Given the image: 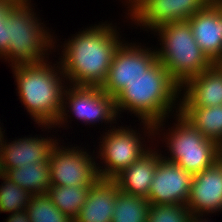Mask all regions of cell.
<instances>
[{"instance_id":"4","label":"cell","mask_w":222,"mask_h":222,"mask_svg":"<svg viewBox=\"0 0 222 222\" xmlns=\"http://www.w3.org/2000/svg\"><path fill=\"white\" fill-rule=\"evenodd\" d=\"M154 32L162 47H155L158 61L180 87L213 65L195 41L188 21L168 23Z\"/></svg>"},{"instance_id":"2","label":"cell","mask_w":222,"mask_h":222,"mask_svg":"<svg viewBox=\"0 0 222 222\" xmlns=\"http://www.w3.org/2000/svg\"><path fill=\"white\" fill-rule=\"evenodd\" d=\"M180 92L181 87L172 79L163 64L157 61L141 77L127 84L114 98L117 115L120 116L122 110H128L143 123V133H148L147 137H155L164 130L166 117L169 113L173 114L174 107L175 112L179 113L180 104L177 105L176 100H180Z\"/></svg>"},{"instance_id":"22","label":"cell","mask_w":222,"mask_h":222,"mask_svg":"<svg viewBox=\"0 0 222 222\" xmlns=\"http://www.w3.org/2000/svg\"><path fill=\"white\" fill-rule=\"evenodd\" d=\"M151 203L145 197L120 191L111 222H147Z\"/></svg>"},{"instance_id":"26","label":"cell","mask_w":222,"mask_h":222,"mask_svg":"<svg viewBox=\"0 0 222 222\" xmlns=\"http://www.w3.org/2000/svg\"><path fill=\"white\" fill-rule=\"evenodd\" d=\"M8 26L6 23L0 25V59L8 53Z\"/></svg>"},{"instance_id":"3","label":"cell","mask_w":222,"mask_h":222,"mask_svg":"<svg viewBox=\"0 0 222 222\" xmlns=\"http://www.w3.org/2000/svg\"><path fill=\"white\" fill-rule=\"evenodd\" d=\"M51 63L46 59L38 63L11 66L21 104L35 124L48 130L50 127L55 128L62 113L63 96L67 87L59 62L55 64L58 68Z\"/></svg>"},{"instance_id":"11","label":"cell","mask_w":222,"mask_h":222,"mask_svg":"<svg viewBox=\"0 0 222 222\" xmlns=\"http://www.w3.org/2000/svg\"><path fill=\"white\" fill-rule=\"evenodd\" d=\"M143 47L123 42L117 48L108 76L101 86L105 93L115 98L127 84L141 77L158 61L155 49Z\"/></svg>"},{"instance_id":"7","label":"cell","mask_w":222,"mask_h":222,"mask_svg":"<svg viewBox=\"0 0 222 222\" xmlns=\"http://www.w3.org/2000/svg\"><path fill=\"white\" fill-rule=\"evenodd\" d=\"M68 112L85 125L110 122L111 127V124H117L114 122L118 118L114 97L109 96L99 86L68 85L64 91L62 113L55 127L60 128L68 123V116L71 117Z\"/></svg>"},{"instance_id":"28","label":"cell","mask_w":222,"mask_h":222,"mask_svg":"<svg viewBox=\"0 0 222 222\" xmlns=\"http://www.w3.org/2000/svg\"><path fill=\"white\" fill-rule=\"evenodd\" d=\"M9 217L6 219V222H31L28 218V214L25 211L16 212L8 215Z\"/></svg>"},{"instance_id":"34","label":"cell","mask_w":222,"mask_h":222,"mask_svg":"<svg viewBox=\"0 0 222 222\" xmlns=\"http://www.w3.org/2000/svg\"><path fill=\"white\" fill-rule=\"evenodd\" d=\"M217 64L222 68V58Z\"/></svg>"},{"instance_id":"33","label":"cell","mask_w":222,"mask_h":222,"mask_svg":"<svg viewBox=\"0 0 222 222\" xmlns=\"http://www.w3.org/2000/svg\"><path fill=\"white\" fill-rule=\"evenodd\" d=\"M220 159L222 160V143L219 145Z\"/></svg>"},{"instance_id":"27","label":"cell","mask_w":222,"mask_h":222,"mask_svg":"<svg viewBox=\"0 0 222 222\" xmlns=\"http://www.w3.org/2000/svg\"><path fill=\"white\" fill-rule=\"evenodd\" d=\"M16 6L8 1L0 0V25L2 23H6L8 14L15 8Z\"/></svg>"},{"instance_id":"25","label":"cell","mask_w":222,"mask_h":222,"mask_svg":"<svg viewBox=\"0 0 222 222\" xmlns=\"http://www.w3.org/2000/svg\"><path fill=\"white\" fill-rule=\"evenodd\" d=\"M191 216L187 205H151L147 222H189Z\"/></svg>"},{"instance_id":"24","label":"cell","mask_w":222,"mask_h":222,"mask_svg":"<svg viewBox=\"0 0 222 222\" xmlns=\"http://www.w3.org/2000/svg\"><path fill=\"white\" fill-rule=\"evenodd\" d=\"M26 212L31 222H74L55 207L47 194L33 195Z\"/></svg>"},{"instance_id":"1","label":"cell","mask_w":222,"mask_h":222,"mask_svg":"<svg viewBox=\"0 0 222 222\" xmlns=\"http://www.w3.org/2000/svg\"><path fill=\"white\" fill-rule=\"evenodd\" d=\"M111 25L85 28L65 41L59 64L69 85L101 87L105 82L114 54L124 42L117 26Z\"/></svg>"},{"instance_id":"29","label":"cell","mask_w":222,"mask_h":222,"mask_svg":"<svg viewBox=\"0 0 222 222\" xmlns=\"http://www.w3.org/2000/svg\"><path fill=\"white\" fill-rule=\"evenodd\" d=\"M12 3L15 6H22L31 3V0H3Z\"/></svg>"},{"instance_id":"12","label":"cell","mask_w":222,"mask_h":222,"mask_svg":"<svg viewBox=\"0 0 222 222\" xmlns=\"http://www.w3.org/2000/svg\"><path fill=\"white\" fill-rule=\"evenodd\" d=\"M192 179L193 174L161 157L147 199L151 205H186Z\"/></svg>"},{"instance_id":"9","label":"cell","mask_w":222,"mask_h":222,"mask_svg":"<svg viewBox=\"0 0 222 222\" xmlns=\"http://www.w3.org/2000/svg\"><path fill=\"white\" fill-rule=\"evenodd\" d=\"M59 144L57 141L53 146L48 160L51 185H93L100 179L97 170L98 163H95L94 160L97 157L94 155L92 157L84 148L80 149L79 146L69 148Z\"/></svg>"},{"instance_id":"30","label":"cell","mask_w":222,"mask_h":222,"mask_svg":"<svg viewBox=\"0 0 222 222\" xmlns=\"http://www.w3.org/2000/svg\"><path fill=\"white\" fill-rule=\"evenodd\" d=\"M203 217V215H192L189 222H211L210 220H206Z\"/></svg>"},{"instance_id":"32","label":"cell","mask_w":222,"mask_h":222,"mask_svg":"<svg viewBox=\"0 0 222 222\" xmlns=\"http://www.w3.org/2000/svg\"><path fill=\"white\" fill-rule=\"evenodd\" d=\"M2 130H3V128L0 127V144H1L2 136L4 135V132H5V130L4 131H2Z\"/></svg>"},{"instance_id":"13","label":"cell","mask_w":222,"mask_h":222,"mask_svg":"<svg viewBox=\"0 0 222 222\" xmlns=\"http://www.w3.org/2000/svg\"><path fill=\"white\" fill-rule=\"evenodd\" d=\"M187 207L191 215L222 211V160L193 175Z\"/></svg>"},{"instance_id":"23","label":"cell","mask_w":222,"mask_h":222,"mask_svg":"<svg viewBox=\"0 0 222 222\" xmlns=\"http://www.w3.org/2000/svg\"><path fill=\"white\" fill-rule=\"evenodd\" d=\"M0 178L3 180L0 185V213L13 214L25 211L33 195L9 180L2 173H0Z\"/></svg>"},{"instance_id":"15","label":"cell","mask_w":222,"mask_h":222,"mask_svg":"<svg viewBox=\"0 0 222 222\" xmlns=\"http://www.w3.org/2000/svg\"><path fill=\"white\" fill-rule=\"evenodd\" d=\"M187 21L203 53L217 64L222 58V16L219 10L210 1Z\"/></svg>"},{"instance_id":"16","label":"cell","mask_w":222,"mask_h":222,"mask_svg":"<svg viewBox=\"0 0 222 222\" xmlns=\"http://www.w3.org/2000/svg\"><path fill=\"white\" fill-rule=\"evenodd\" d=\"M186 87V88H185ZM180 92V107H211L222 105V68L213 64L203 73L188 80ZM185 91V92H184Z\"/></svg>"},{"instance_id":"21","label":"cell","mask_w":222,"mask_h":222,"mask_svg":"<svg viewBox=\"0 0 222 222\" xmlns=\"http://www.w3.org/2000/svg\"><path fill=\"white\" fill-rule=\"evenodd\" d=\"M91 186L51 185L46 194L59 211L74 221L87 200Z\"/></svg>"},{"instance_id":"8","label":"cell","mask_w":222,"mask_h":222,"mask_svg":"<svg viewBox=\"0 0 222 222\" xmlns=\"http://www.w3.org/2000/svg\"><path fill=\"white\" fill-rule=\"evenodd\" d=\"M104 133L97 153L100 154L98 155L100 160H103L101 165L105 164L104 168L97 166L100 179H114L151 149L148 146L146 148L145 140L141 141L144 138L132 128L124 126L114 128L112 125V128Z\"/></svg>"},{"instance_id":"19","label":"cell","mask_w":222,"mask_h":222,"mask_svg":"<svg viewBox=\"0 0 222 222\" xmlns=\"http://www.w3.org/2000/svg\"><path fill=\"white\" fill-rule=\"evenodd\" d=\"M179 113L204 137L222 143V105L180 107Z\"/></svg>"},{"instance_id":"18","label":"cell","mask_w":222,"mask_h":222,"mask_svg":"<svg viewBox=\"0 0 222 222\" xmlns=\"http://www.w3.org/2000/svg\"><path fill=\"white\" fill-rule=\"evenodd\" d=\"M155 150V151H154ZM147 151L113 180L120 191L147 198L161 152L155 148Z\"/></svg>"},{"instance_id":"6","label":"cell","mask_w":222,"mask_h":222,"mask_svg":"<svg viewBox=\"0 0 222 222\" xmlns=\"http://www.w3.org/2000/svg\"><path fill=\"white\" fill-rule=\"evenodd\" d=\"M175 115L177 124L172 129L168 128V135L163 137L167 139L164 141L171 156H161L193 175L202 172L220 159L219 145L204 137L180 113Z\"/></svg>"},{"instance_id":"17","label":"cell","mask_w":222,"mask_h":222,"mask_svg":"<svg viewBox=\"0 0 222 222\" xmlns=\"http://www.w3.org/2000/svg\"><path fill=\"white\" fill-rule=\"evenodd\" d=\"M119 192L113 179H99L91 186L87 200L74 222H111Z\"/></svg>"},{"instance_id":"5","label":"cell","mask_w":222,"mask_h":222,"mask_svg":"<svg viewBox=\"0 0 222 222\" xmlns=\"http://www.w3.org/2000/svg\"><path fill=\"white\" fill-rule=\"evenodd\" d=\"M38 18L33 11L32 3L16 6L8 14V53L3 60H8L10 66L49 59L48 51L51 53L57 42L55 37L53 39L54 35L48 32L49 28L44 27Z\"/></svg>"},{"instance_id":"14","label":"cell","mask_w":222,"mask_h":222,"mask_svg":"<svg viewBox=\"0 0 222 222\" xmlns=\"http://www.w3.org/2000/svg\"><path fill=\"white\" fill-rule=\"evenodd\" d=\"M2 136L0 144V173L6 169L20 168L23 165L45 162L57 140L52 137H24L8 142ZM8 142V143H7Z\"/></svg>"},{"instance_id":"10","label":"cell","mask_w":222,"mask_h":222,"mask_svg":"<svg viewBox=\"0 0 222 222\" xmlns=\"http://www.w3.org/2000/svg\"><path fill=\"white\" fill-rule=\"evenodd\" d=\"M128 17L138 26L154 31L172 23L183 22L202 10L211 0H125ZM130 11V12H129Z\"/></svg>"},{"instance_id":"31","label":"cell","mask_w":222,"mask_h":222,"mask_svg":"<svg viewBox=\"0 0 222 222\" xmlns=\"http://www.w3.org/2000/svg\"><path fill=\"white\" fill-rule=\"evenodd\" d=\"M211 2L219 10V12H220V14L222 16V0H211Z\"/></svg>"},{"instance_id":"20","label":"cell","mask_w":222,"mask_h":222,"mask_svg":"<svg viewBox=\"0 0 222 222\" xmlns=\"http://www.w3.org/2000/svg\"><path fill=\"white\" fill-rule=\"evenodd\" d=\"M2 174L32 195L46 194L51 186L48 161L6 169Z\"/></svg>"}]
</instances>
